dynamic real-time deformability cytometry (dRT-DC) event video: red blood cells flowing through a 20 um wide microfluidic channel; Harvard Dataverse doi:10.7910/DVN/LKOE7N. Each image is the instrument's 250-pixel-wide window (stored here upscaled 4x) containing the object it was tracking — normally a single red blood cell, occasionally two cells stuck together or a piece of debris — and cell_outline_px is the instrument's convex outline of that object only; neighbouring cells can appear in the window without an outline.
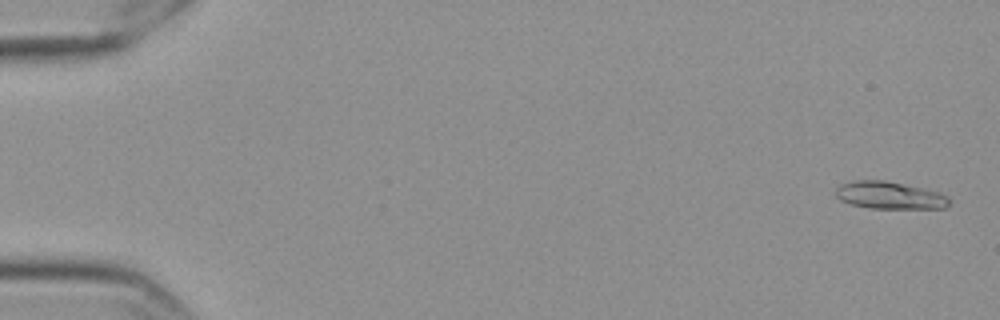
{"species": "Egyptian fruit bat (a non-hibernating species)", "species_latin": "Rousettus aegyptiacus", "temperature_condition": "cold", "stored_images_in_passage": 57, "camera_frame_rate_fps": 3000, "um_per_image_px": 0.085, "frame": {"image": 1, "passage_image": 2, "time_ms": 0.333, "image_size_px": [1000, 320], "cell_outline_px": [[948, 204], [944, 208], [868, 208], [852, 204], [840, 200], [836, 196], [836, 188], [840, 184], [852, 180], [884, 180], [924, 188], [940, 192], [948, 196]], "centroid_in_image_um": [75.59, 16.59], "position_along_channel_um": 9.4, "area_um2": 18.09}}
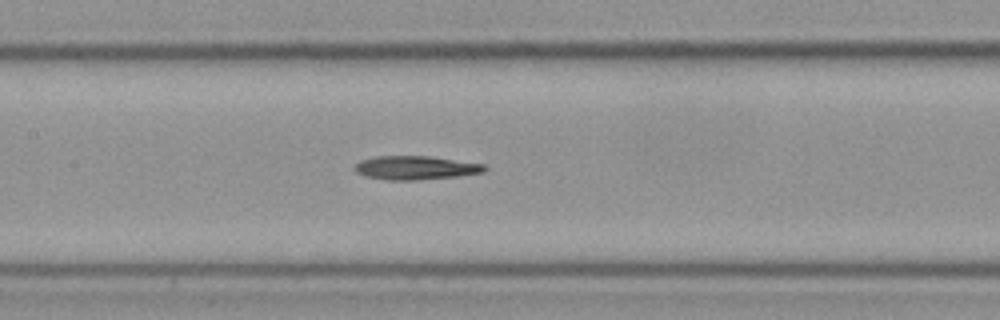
{"frame": {"image": 2, "passage_image": 28, "time_ms": 9.0, "image_size_px": [1000, 320], "cell_outline_px": [[488, 168], [484, 172], [460, 176], [416, 180], [388, 180], [364, 176], [356, 172], [352, 168], [360, 160], [376, 156], [432, 156], [484, 164]], "centroid_in_image_um": [35.32, 14.26], "position_along_channel_um": 172.1, "area_um2": 18.15}}
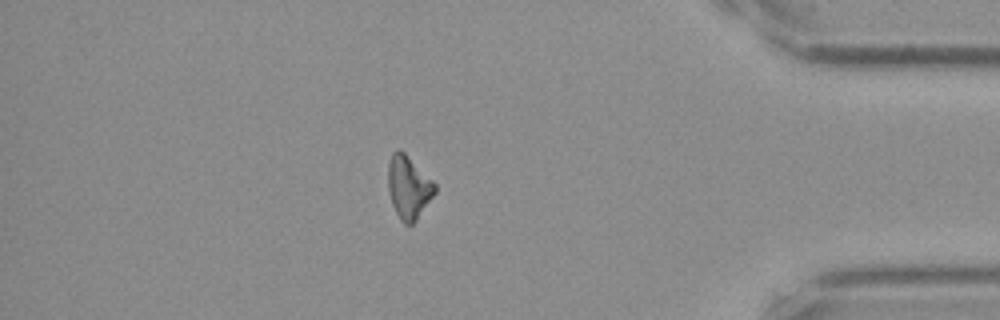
{"frame": {"image": 3, "passage_image": 50, "time_ms": 16.333, "image_size_px": [1000, 320], "cell_outline_px": [[436, 192], [416, 220], [412, 224], [404, 224], [400, 220], [392, 204], [388, 192], [388, 164], [392, 152], [396, 148], [400, 148], [436, 184]], "centroid_in_image_um": [34.71, 15.9], "position_along_channel_um": 400.5, "area_um2": 17.17}, "authors_computed_cell_mechanics": {"area_um2": 17.7446, "velocity_mm_per_s": 3.5726, "shape_relaxation_time_tau1_ms": 5.3467, "shape_relaxation_time_tau2_ms": null, "deformation_change_tau1": 0.1568, "deformation_change_tau2": null}}